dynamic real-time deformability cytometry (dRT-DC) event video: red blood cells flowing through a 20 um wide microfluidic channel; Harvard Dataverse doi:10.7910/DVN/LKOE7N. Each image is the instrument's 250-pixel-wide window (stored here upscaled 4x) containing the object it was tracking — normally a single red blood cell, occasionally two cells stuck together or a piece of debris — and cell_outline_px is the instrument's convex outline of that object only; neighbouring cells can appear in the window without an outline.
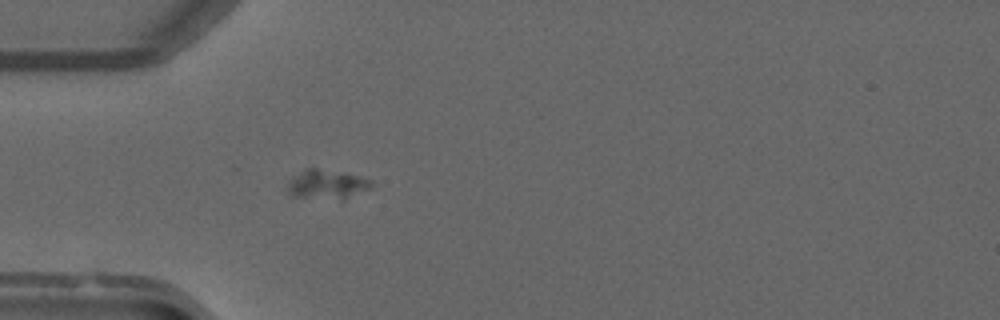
{"species": "common noctule bat (a hibernating species)", "species_latin": "Nyctalus noctula", "temperature_condition": "warm", "stored_images_in_passage": 42, "camera_frame_rate_fps": 3000, "um_per_image_px": 0.085, "animal": {"sex": "male", "forearm_length_mm": 52.5}, "frame": {"image": 1, "passage_image": 5, "time_ms": 1.333, "image_size_px": [1000, 320], "cell_outline_px": [[372, 184], [368, 188], [344, 200], [340, 200], [288, 196], [284, 188], [288, 180], [292, 176], [304, 168], [316, 168], [344, 172], [372, 180]], "centroid_in_image_um": [27.67, 15.68], "position_along_channel_um": 57.3, "area_um2": 14.8}}
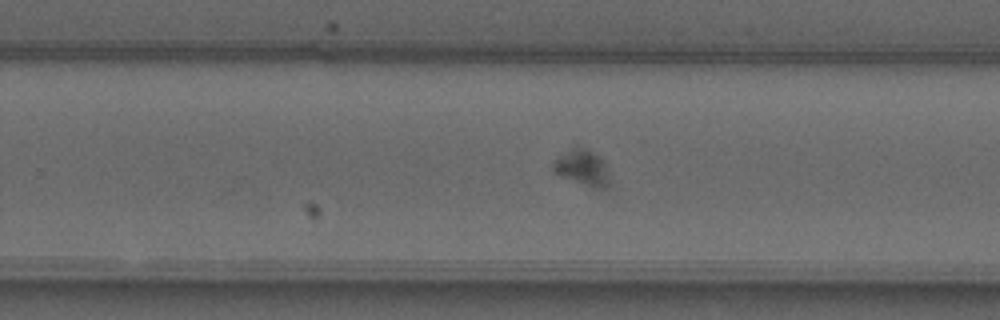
{"frame": {"image": 2, "passage_image": 23, "time_ms": 7.333, "image_size_px": [1000, 320], "cell_outline_px": [[608, 188], [596, 188], [564, 176], [556, 172], [552, 168], [552, 164], [556, 160], [572, 148], [584, 148], [592, 152], [604, 160], [608, 180]], "centroid_in_image_um": [49.53, 14.25], "position_along_channel_um": 280.3, "area_um2": 10.92}}
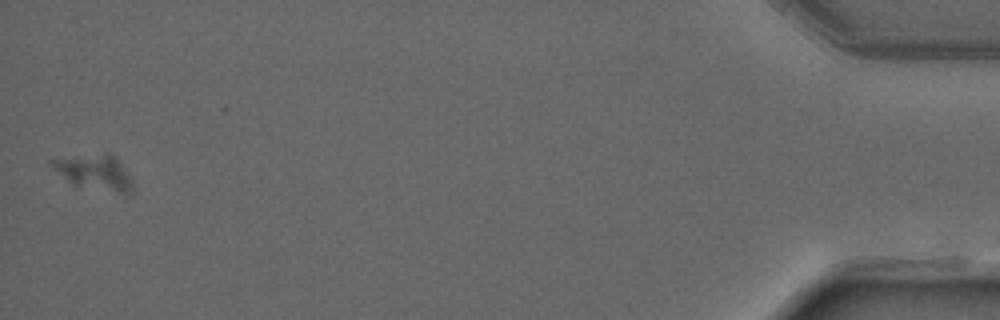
{"frame": {"image": 3, "passage_image": 42, "time_ms": 13.667, "image_size_px": [1000, 320], "cell_outline_px": [[132, 196], [124, 196], [76, 184], [48, 164], [48, 160], [108, 152], [120, 164], [128, 176], [132, 184]], "centroid_in_image_um": [8.11, 14.68], "position_along_channel_um": 427.1, "area_um2": 16.07}}